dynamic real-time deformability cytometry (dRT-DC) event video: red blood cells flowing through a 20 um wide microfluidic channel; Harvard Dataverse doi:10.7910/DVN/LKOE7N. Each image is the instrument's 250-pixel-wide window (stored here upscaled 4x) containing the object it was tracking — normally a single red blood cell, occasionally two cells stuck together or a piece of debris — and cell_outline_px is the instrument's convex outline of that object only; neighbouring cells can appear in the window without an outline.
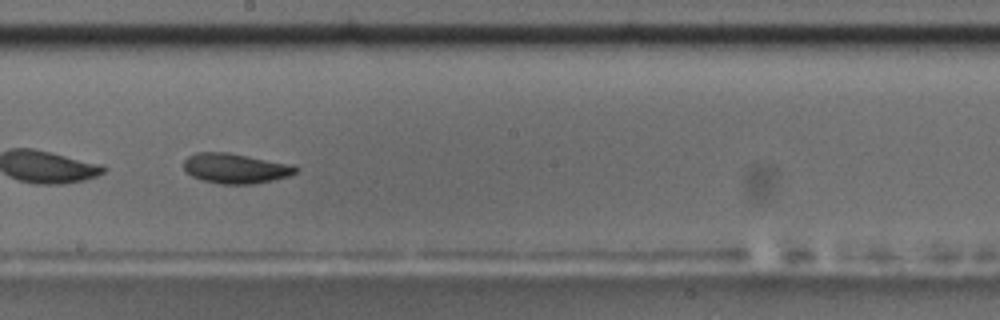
{"species": "common noctule bat (a hibernating species)", "species_latin": "Nyctalus noctula", "temperature_condition": "room temperature", "stored_images_in_passage": 54, "camera_frame_rate_fps": 3000, "um_per_image_px": 0.085, "animal": {"sex": "male", "body_mass_g": 17.5, "forearm_length_mm": 52.3}, "frame": {"image": 1, "passage_image": 31, "time_ms": 10.0, "image_size_px": [1000, 320], "cell_outline_px": [[300, 168], [296, 172], [288, 176], [256, 184], [220, 184], [204, 180], [192, 176], [184, 172], [184, 160], [188, 156], [196, 152], [228, 152], [248, 156], [284, 164]], "centroid_in_image_um": [19.94, 14.32], "position_along_channel_um": 228.3, "area_um2": 19.31}, "authors_computed_cell_mechanics": {"area_um2": 21.5016, "velocity_mm_per_s": 3.6896, "shape_relaxation_time_tau1_ms": 6.7497, "shape_relaxation_time_tau2_ms": 3.1324, "deformation_change_tau1": 0.2023, "deformation_change_tau2": 0.0864}}